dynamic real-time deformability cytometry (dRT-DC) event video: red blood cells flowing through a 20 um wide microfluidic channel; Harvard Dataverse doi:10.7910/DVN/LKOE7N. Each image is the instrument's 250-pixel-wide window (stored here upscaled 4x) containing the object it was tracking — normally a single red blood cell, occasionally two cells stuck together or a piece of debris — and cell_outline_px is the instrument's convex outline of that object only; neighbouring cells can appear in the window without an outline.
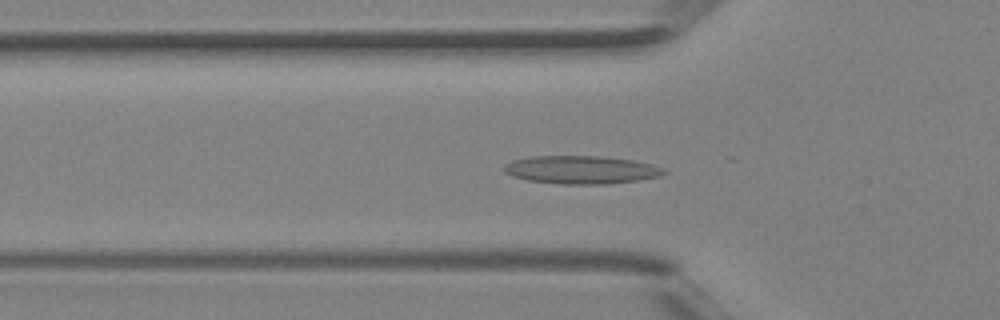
{"species": "Egyptian fruit bat (a non-hibernating species)", "species_latin": "Rousettus aegyptiacus", "temperature_condition": "room temperature", "stored_images_in_passage": 40, "camera_frame_rate_fps": 3000, "um_per_image_px": 0.085, "animal": {"sex": "female"}, "frame": {"image": 1, "passage_image": 13, "time_ms": 4.0, "image_size_px": [1000, 320], "cell_outline_px": [[668, 172], [660, 176], [636, 180], [604, 184], [560, 184], [528, 180], [512, 176], [504, 172], [504, 164], [512, 160], [528, 156], [604, 156], [632, 160], [652, 164], [664, 168]], "centroid_in_image_um": [49.38, 14.42], "position_along_channel_um": 76.4, "area_um2": 26.24}}
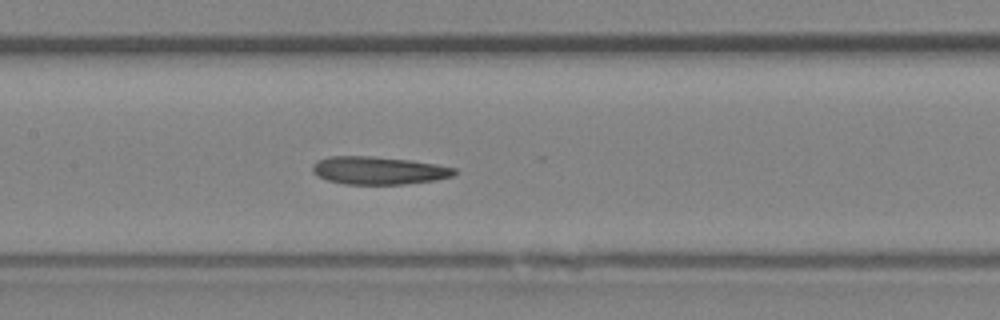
{"frame": {"image": 2, "passage_image": 19, "time_ms": 6.0, "image_size_px": [1000, 320], "cell_outline_px": [[460, 172], [452, 176], [436, 180], [404, 184], [344, 184], [328, 180], [316, 176], [312, 172], [312, 164], [316, 160], [328, 156], [372, 156], [412, 160], [436, 164], [456, 168]], "centroid_in_image_um": [32.18, 14.48], "position_along_channel_um": 175.2, "area_um2": 23.35}}
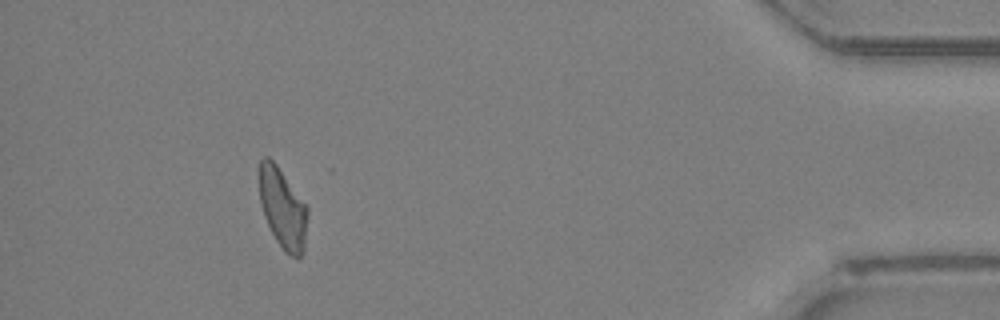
{"frame": {"image": 3, "passage_image": 37, "time_ms": 12.0, "image_size_px": [1000, 320], "cell_outline_px": [[308, 216], [304, 252], [300, 260], [296, 260], [284, 252], [276, 240], [264, 216], [260, 204], [260, 160], [264, 156], [268, 156], [276, 164], [308, 208]], "centroid_in_image_um": [24.05, 17.79], "position_along_channel_um": 411.1, "area_um2": 22.6}}